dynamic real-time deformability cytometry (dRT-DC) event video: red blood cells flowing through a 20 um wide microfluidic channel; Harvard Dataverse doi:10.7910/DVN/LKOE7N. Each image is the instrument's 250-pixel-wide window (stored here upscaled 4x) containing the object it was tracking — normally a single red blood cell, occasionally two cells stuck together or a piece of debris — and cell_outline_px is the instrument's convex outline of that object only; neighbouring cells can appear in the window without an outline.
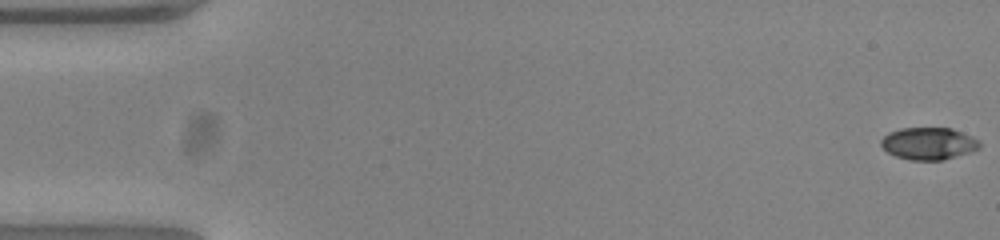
{"species": "common noctule bat (a hibernating species)", "species_latin": "Nyctalus noctula", "temperature_condition": "warm", "stored_images_in_passage": 53, "camera_frame_rate_fps": 3000, "um_per_image_px": 0.085, "animal": {"sex": "female", "body_mass_g": 23.0, "forearm_length_mm": 53.4}, "frame": {"image": 1, "passage_image": 1, "time_ms": 0.0, "image_size_px": [1000, 240], "cell_outline_px": [[980, 148], [972, 152], [944, 160], [912, 160], [896, 156], [888, 152], [880, 144], [880, 140], [888, 132], [900, 128], [952, 128], [972, 136], [980, 140]], "centroid_in_image_um": [78.96, 12.2], "position_along_channel_um": 6.0, "area_um2": 18.67}}
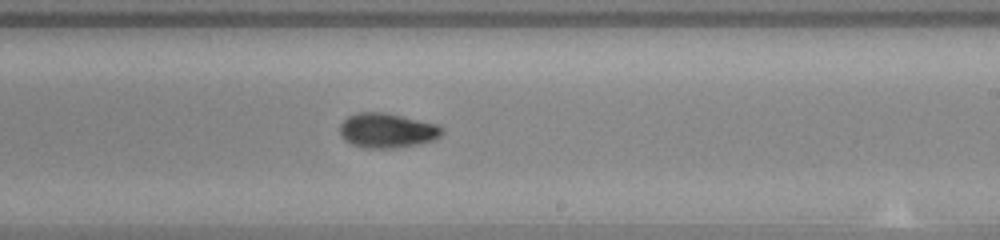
{"frame": {"image": 2, "passage_image": 32, "time_ms": 10.333, "image_size_px": [1000, 240], "cell_outline_px": [[444, 132], [440, 136], [432, 140], [416, 144], [396, 148], [364, 148], [352, 144], [344, 140], [340, 136], [340, 124], [348, 116], [356, 112], [384, 112], [440, 124], [444, 128]], "centroid_in_image_um": [32.91, 11.08], "position_along_channel_um": 256.1, "area_um2": 20.87}}
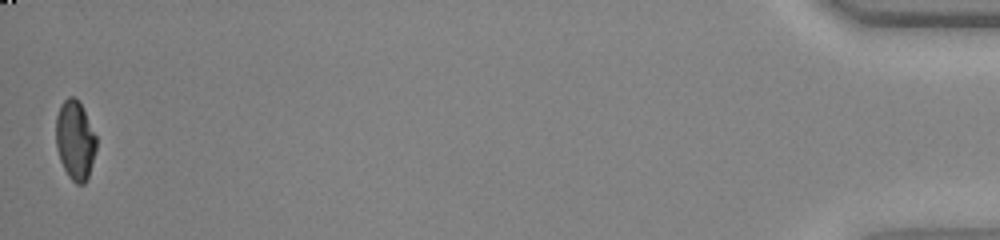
{"frame": {"image": 3, "passage_image": 53, "time_ms": 17.333, "image_size_px": [1000, 240], "cell_outline_px": [[96, 148], [88, 176], [84, 184], [76, 184], [68, 176], [60, 160], [56, 148], [56, 116], [60, 104], [68, 96], [76, 96], [96, 136]], "centroid_in_image_um": [6.36, 11.9], "position_along_channel_um": 428.8, "area_um2": 18.5}, "authors_computed_cell_mechanics": {"area_um2": 19.8254, "velocity_mm_per_s": 3.8828, "shape_relaxation_time_tau1_ms": 5.1845, "shape_relaxation_time_tau2_ms": 2.853, "deformation_change_tau1": 0.2231, "deformation_change_tau2": 0.0575}}